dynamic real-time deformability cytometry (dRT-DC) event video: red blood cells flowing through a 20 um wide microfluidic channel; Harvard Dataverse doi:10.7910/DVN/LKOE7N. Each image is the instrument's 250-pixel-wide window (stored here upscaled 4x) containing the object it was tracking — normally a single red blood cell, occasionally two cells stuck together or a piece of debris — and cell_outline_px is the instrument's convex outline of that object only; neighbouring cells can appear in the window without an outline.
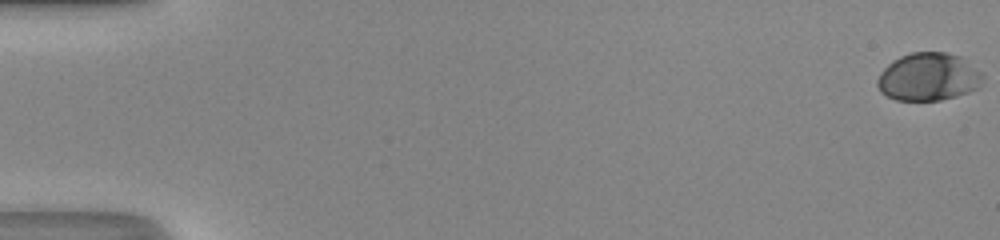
{"species": "human", "species_latin": "Homo sapiens", "temperature_condition": "room temperature", "stored_images_in_passage": 51, "camera_frame_rate_fps": 3000, "um_per_image_px": 0.085, "donor": {"sex": "male"}, "frame": {"image": 1, "passage_image": 1, "time_ms": 0.0, "image_size_px": [1000, 240], "cell_outline_px": [[984, 76], [976, 88], [968, 92], [956, 96], [940, 100], [896, 100], [880, 92], [876, 84], [876, 80], [880, 72], [892, 60], [900, 56], [912, 52], [944, 52], [960, 56], [980, 72]], "centroid_in_image_um": [78.86, 6.53], "position_along_channel_um": 6.1, "area_um2": 29.25}}
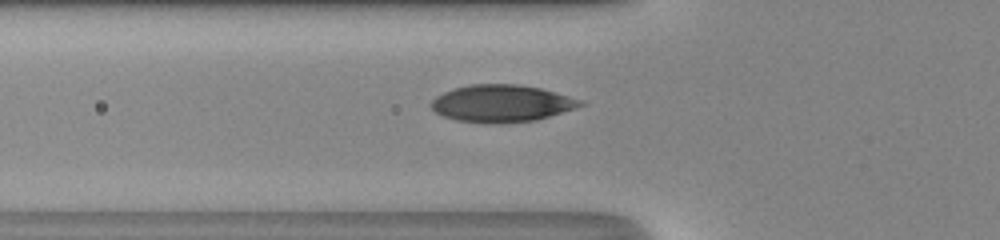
{"frame": {"image": 2, "passage_image": 20, "time_ms": 6.333, "image_size_px": [1000, 240], "cell_outline_px": [[588, 104], [576, 108], [536, 120], [500, 124], [456, 120], [444, 116], [436, 112], [428, 104], [436, 96], [444, 92], [456, 88], [472, 84], [516, 84], [540, 88], [584, 100]], "centroid_in_image_um": [42.67, 8.79], "position_along_channel_um": 83.1, "area_um2": 32.31}}
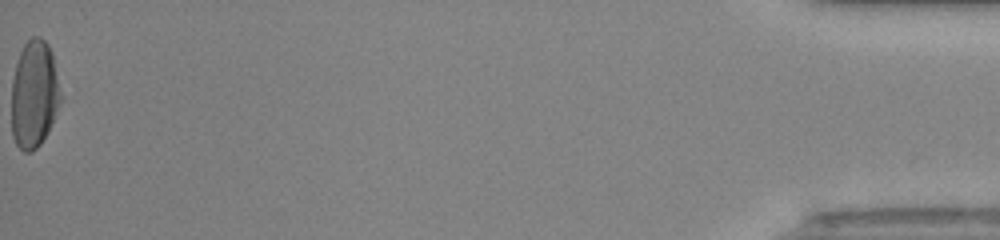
{"frame": {"image": 3, "passage_image": 51, "time_ms": 16.667, "image_size_px": [1000, 240], "cell_outline_px": [[60, 100], [52, 120], [40, 144], [32, 152], [24, 152], [16, 144], [12, 136], [12, 80], [16, 64], [20, 52], [24, 44], [32, 36], [40, 36], [48, 44], [52, 52], [60, 96]], "centroid_in_image_um": [2.87, 7.99], "position_along_channel_um": 432.3, "area_um2": 30.23}, "authors_computed_cell_mechanics": {"area_um2": 30.634, "velocity_mm_per_s": 4.3411, "shape_relaxation_time_tau1_ms": 3.1856, "shape_relaxation_time_tau2_ms": null, "deformation_change_tau1": 0.1652, "deformation_change_tau2": null}}